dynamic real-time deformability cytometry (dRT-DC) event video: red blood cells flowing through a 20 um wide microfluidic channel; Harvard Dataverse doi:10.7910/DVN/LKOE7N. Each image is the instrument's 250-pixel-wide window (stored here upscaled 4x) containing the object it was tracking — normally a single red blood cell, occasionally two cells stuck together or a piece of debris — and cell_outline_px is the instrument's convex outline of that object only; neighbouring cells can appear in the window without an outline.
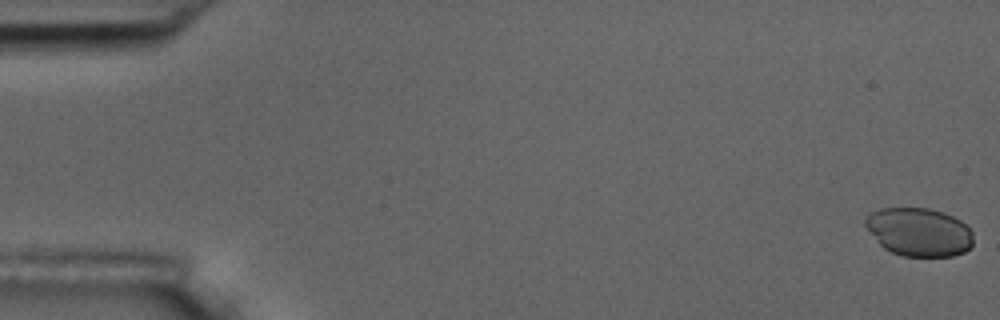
{"species": "common noctule bat (a hibernating species)", "species_latin": "Nyctalus noctula", "temperature_condition": "room temperature", "stored_images_in_passage": 57, "camera_frame_rate_fps": 3000, "um_per_image_px": 0.085, "animal": {"sex": "male", "body_mass_g": 17.5, "forearm_length_mm": 52.3}, "frame": {"image": 1, "passage_image": 1, "time_ms": 0.0, "image_size_px": [1000, 320], "cell_outline_px": [[972, 244], [964, 252], [952, 256], [900, 256], [884, 248], [880, 244], [864, 224], [864, 220], [872, 212], [880, 208], [928, 208], [944, 212], [960, 220], [972, 232]], "centroid_in_image_um": [78.11, 19.72], "position_along_channel_um": 6.9, "area_um2": 30.23}}